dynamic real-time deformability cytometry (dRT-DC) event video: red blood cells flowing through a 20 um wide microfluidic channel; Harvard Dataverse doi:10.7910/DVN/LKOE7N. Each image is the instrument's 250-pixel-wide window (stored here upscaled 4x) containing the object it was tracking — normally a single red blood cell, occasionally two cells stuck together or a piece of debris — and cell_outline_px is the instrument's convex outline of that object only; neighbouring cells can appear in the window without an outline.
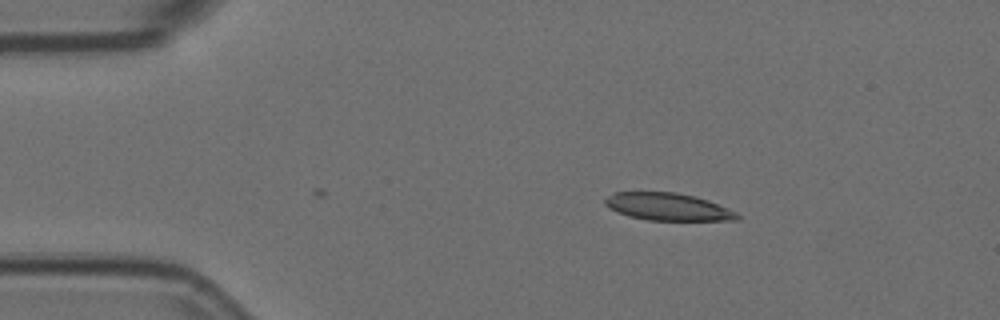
{"species": "Egyptian fruit bat (a non-hibernating species)", "species_latin": "Rousettus aegyptiacus", "temperature_condition": "room temperature", "stored_images_in_passage": 43, "camera_frame_rate_fps": 3000, "um_per_image_px": 0.085, "animal": {"sex": "female"}, "frame": {"image": 1, "passage_image": 1, "time_ms": 0.0, "image_size_px": [1000, 320], "cell_outline_px": [[740, 220], [648, 220], [628, 216], [616, 212], [608, 208], [604, 204], [604, 196], [616, 192], [676, 192], [696, 196], [708, 200], [736, 212], [740, 216]], "centroid_in_image_um": [56.72, 17.57], "position_along_channel_um": 28.3, "area_um2": 21.27}}
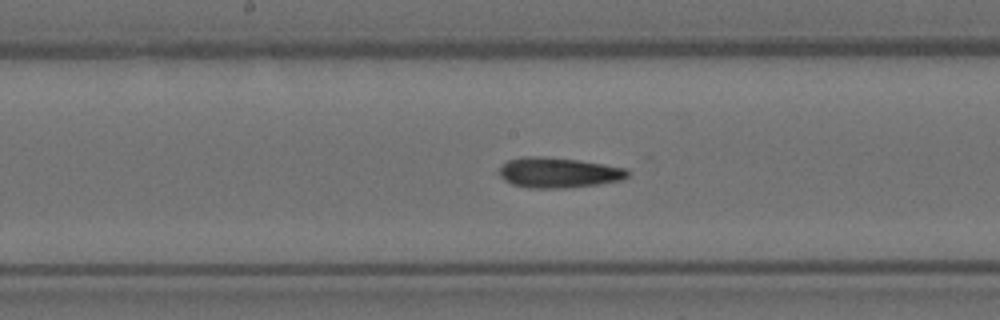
{"frame": {"image": 2, "passage_image": 20, "time_ms": 6.333, "image_size_px": [1000, 320], "cell_outline_px": [[632, 172], [624, 180], [596, 184], [564, 188], [528, 188], [512, 184], [504, 180], [496, 172], [508, 160], [520, 156], [544, 156], [576, 160], [604, 164], [628, 168]], "centroid_in_image_um": [47.47, 14.67], "position_along_channel_um": 200.7, "area_um2": 22.95}}
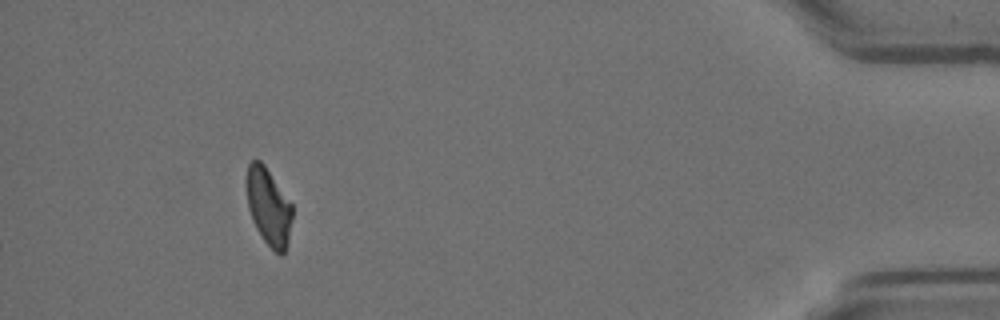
{"frame": {"image": 3, "passage_image": 43, "time_ms": 14.0, "image_size_px": [1000, 320], "cell_outline_px": [[292, 220], [288, 240], [284, 252], [280, 256], [264, 240], [256, 228], [252, 220], [248, 208], [244, 184], [244, 180], [248, 164], [252, 160], [260, 160], [264, 164], [292, 204]], "centroid_in_image_um": [22.79, 17.52], "position_along_channel_um": 412.4, "area_um2": 20.81}, "authors_computed_cell_mechanics": {"area_um2": 22.0796, "velocity_mm_per_s": 3.6061, "shape_relaxation_time_tau1_ms": null, "shape_relaxation_time_tau2_ms": 6.3103, "deformation_change_tau1": null, "deformation_change_tau2": 0.1307}}